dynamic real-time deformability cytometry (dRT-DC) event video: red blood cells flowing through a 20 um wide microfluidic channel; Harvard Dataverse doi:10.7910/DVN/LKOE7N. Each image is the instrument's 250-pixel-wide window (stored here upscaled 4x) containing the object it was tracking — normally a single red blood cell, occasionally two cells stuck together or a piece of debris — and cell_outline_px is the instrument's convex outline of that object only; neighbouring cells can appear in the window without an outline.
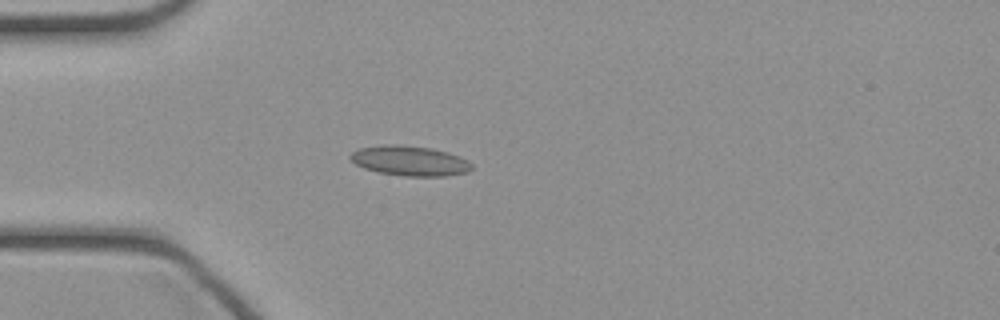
{"species": "common noctule bat (a hibernating species)", "species_latin": "Nyctalus noctula", "temperature_condition": "cold", "stored_images_in_passage": 39, "camera_frame_rate_fps": 3000, "um_per_image_px": 0.085, "animal": {"sex": "female", "body_mass_g": 21.9}, "frame": {"image": 1, "passage_image": 12, "time_ms": 3.667, "image_size_px": [1000, 320], "cell_outline_px": [[472, 168], [468, 172], [444, 176], [404, 176], [380, 172], [364, 168], [356, 164], [348, 156], [352, 152], [360, 148], [384, 144], [392, 144], [432, 148], [448, 152], [460, 156], [468, 160], [472, 164]], "centroid_in_image_um": [34.85, 13.66], "position_along_channel_um": 50.1, "area_um2": 21.15}}
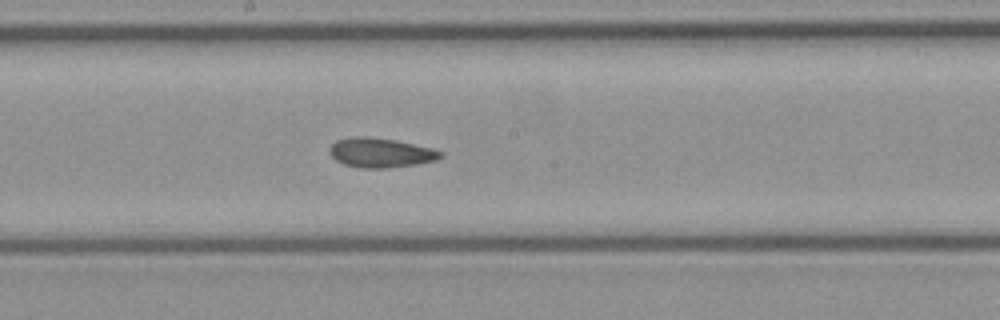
{"frame": {"image": 2, "passage_image": 24, "time_ms": 7.667, "image_size_px": [1000, 320], "cell_outline_px": [[444, 156], [436, 160], [416, 164], [388, 168], [360, 168], [344, 164], [336, 160], [328, 152], [328, 148], [336, 140], [348, 136], [368, 136], [396, 140], [432, 148], [444, 152]], "centroid_in_image_um": [32.34, 12.97], "position_along_channel_um": 215.9, "area_um2": 19.36}}
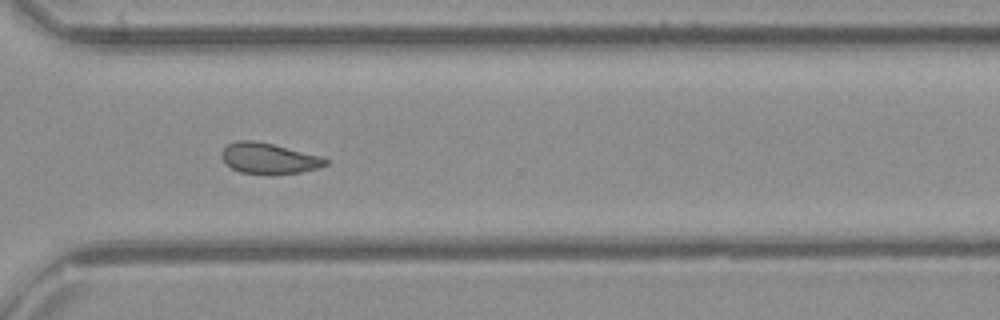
{"frame": {"image": 3, "passage_image": 33, "time_ms": 10.667, "image_size_px": [1000, 320], "cell_outline_px": [[328, 164], [320, 168], [300, 172], [272, 176], [268, 176], [240, 172], [224, 164], [220, 156], [220, 152], [228, 144], [236, 140], [256, 140], [324, 156], [328, 160]], "centroid_in_image_um": [22.85, 13.48], "position_along_channel_um": 347.7, "area_um2": 19.42}}